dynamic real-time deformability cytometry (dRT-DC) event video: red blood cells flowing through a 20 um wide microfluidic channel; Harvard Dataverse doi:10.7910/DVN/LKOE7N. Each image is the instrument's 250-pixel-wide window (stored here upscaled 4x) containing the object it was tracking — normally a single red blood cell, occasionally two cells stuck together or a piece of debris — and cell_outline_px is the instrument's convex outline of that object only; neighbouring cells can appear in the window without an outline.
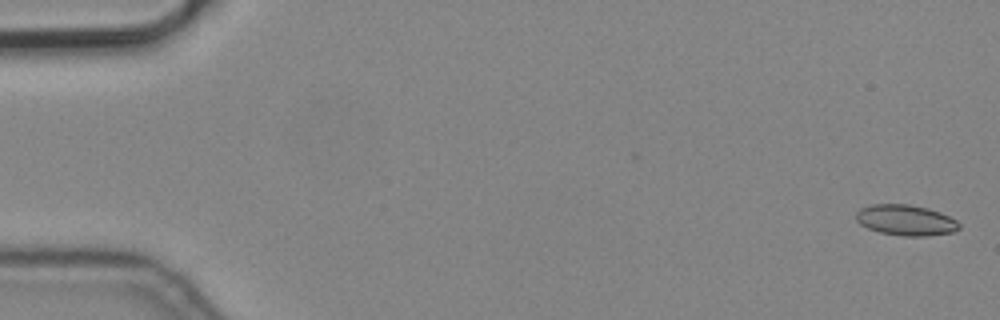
{"species": "common noctule bat (a hibernating species)", "species_latin": "Nyctalus noctula", "temperature_condition": "cold", "stored_images_in_passage": 5, "camera_frame_rate_fps": 3000, "um_per_image_px": 0.085, "animal": {"sex": "male", "body_mass_g": 19.2, "forearm_length_mm": 51.8}, "frame": {"image": 1, "passage_image": 1, "time_ms": 0.0, "image_size_px": [1000, 320], "cell_outline_px": [[960, 228], [956, 232], [928, 236], [904, 236], [880, 232], [868, 228], [860, 224], [856, 220], [856, 212], [860, 208], [872, 204], [908, 204], [928, 208], [940, 212], [956, 220], [960, 224]], "centroid_in_image_um": [77.01, 18.71], "position_along_channel_um": 8.0, "area_um2": 18.55}}
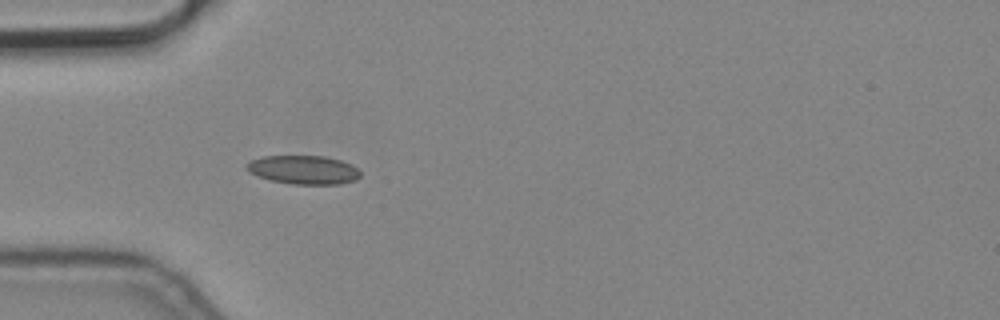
{"frame": {"image": 2, "passage_image": 5, "time_ms": 1.333, "image_size_px": [1000, 320], "cell_outline_px": [[360, 176], [356, 180], [340, 184], [292, 184], [268, 180], [248, 172], [244, 168], [252, 160], [264, 156], [324, 156], [340, 160], [352, 164], [360, 172]], "centroid_in_image_um": [25.8, 14.44], "position_along_channel_um": 59.2, "area_um2": 19.07}}